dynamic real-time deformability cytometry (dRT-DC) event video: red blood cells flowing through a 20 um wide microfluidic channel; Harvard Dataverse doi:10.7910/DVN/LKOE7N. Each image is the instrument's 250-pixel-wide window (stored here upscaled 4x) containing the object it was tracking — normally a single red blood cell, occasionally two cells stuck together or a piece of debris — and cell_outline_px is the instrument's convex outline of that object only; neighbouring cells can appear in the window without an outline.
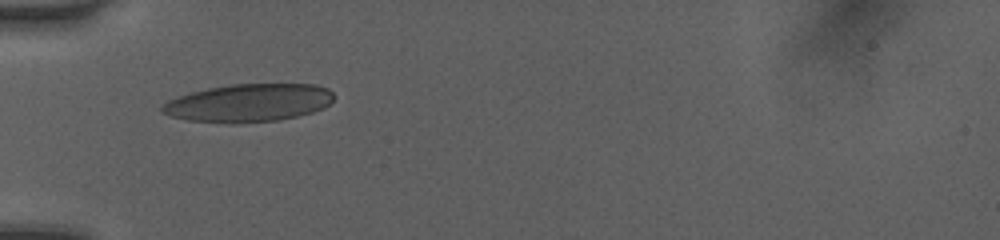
{"species": "human", "species_latin": "Homo sapiens", "temperature_condition": "room temperature", "stored_images_in_passage": 3, "camera_frame_rate_fps": 3000, "um_per_image_px": 0.085, "donor": {"sex": "female"}, "frame": {"image": 1, "passage_image": 1, "time_ms": 0.0, "image_size_px": [1000, 240], "cell_outline_px": [[336, 96], [324, 108], [312, 112], [280, 120], [236, 124], [188, 120], [172, 116], [160, 112], [160, 108], [168, 100], [192, 92], [208, 88], [232, 84], [316, 84], [328, 88]], "centroid_in_image_um": [21.16, 8.75], "position_along_channel_um": 63.8, "area_um2": 38.09}}
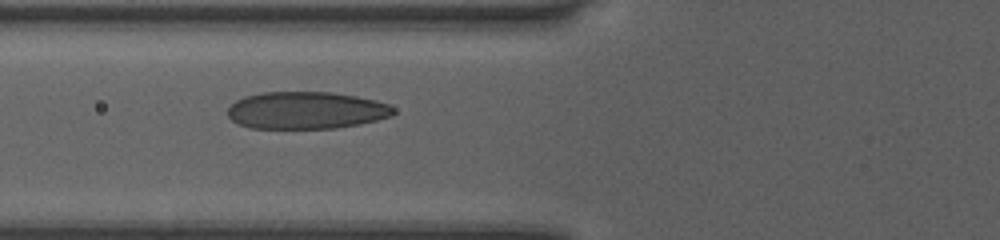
{"frame": {"image": 2, "passage_image": 2, "time_ms": 0.333, "image_size_px": [1000, 240], "cell_outline_px": [[396, 112], [392, 116], [360, 124], [336, 128], [248, 128], [232, 120], [228, 116], [228, 108], [236, 100], [244, 96], [264, 92], [332, 92], [356, 96], [376, 100], [388, 104], [396, 108]], "centroid_in_image_um": [26.05, 9.37], "position_along_channel_um": 99.7, "area_um2": 36.13}}